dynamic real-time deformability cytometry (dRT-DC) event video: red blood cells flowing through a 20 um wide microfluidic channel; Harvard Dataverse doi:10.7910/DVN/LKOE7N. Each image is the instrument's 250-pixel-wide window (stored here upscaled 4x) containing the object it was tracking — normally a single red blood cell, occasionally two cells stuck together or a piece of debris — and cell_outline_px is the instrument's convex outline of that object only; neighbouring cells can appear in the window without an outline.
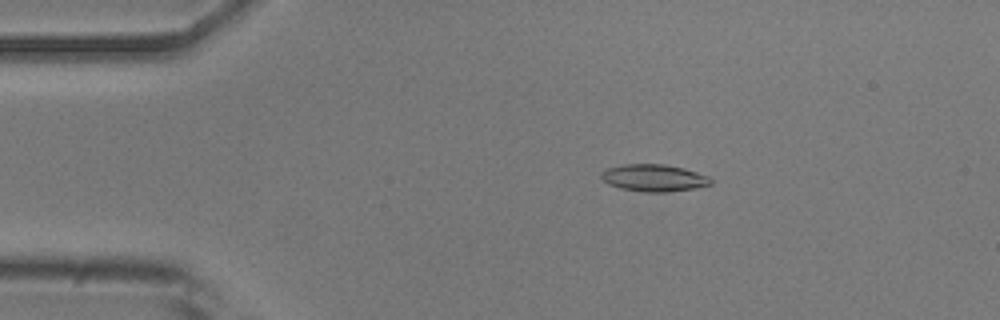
{"species": "common noctule bat (a hibernating species)", "species_latin": "Nyctalus noctula", "temperature_condition": "room temperature", "stored_images_in_passage": 46, "camera_frame_rate_fps": 3000, "um_per_image_px": 0.085, "animal": {"sex": "male", "body_mass_g": 20.5, "forearm_length_mm": 52.5}, "frame": {"image": 1, "passage_image": 3, "time_ms": 0.667, "image_size_px": [1000, 320], "cell_outline_px": [[712, 184], [696, 188], [668, 192], [644, 192], [620, 188], [608, 184], [600, 176], [608, 168], [624, 164], [664, 164], [684, 168], [708, 176], [712, 180]], "centroid_in_image_um": [55.61, 15.13], "position_along_channel_um": 29.4, "area_um2": 17.22}}
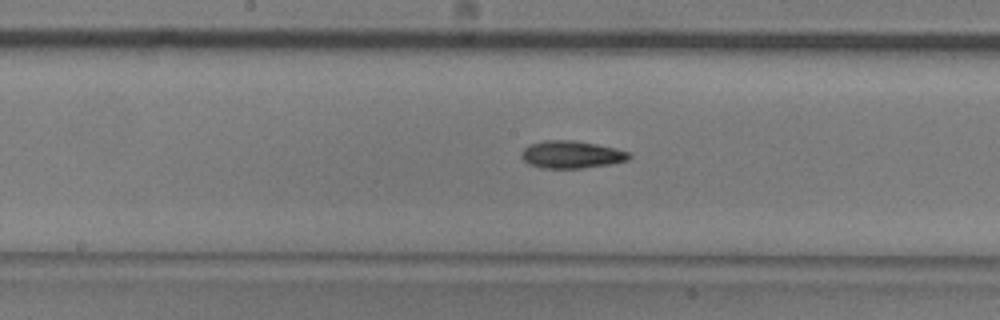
{"frame": {"image": 2, "passage_image": 20, "time_ms": 6.333, "image_size_px": [1000, 320], "cell_outline_px": [[632, 156], [628, 160], [612, 164], [584, 168], [540, 168], [528, 164], [520, 156], [520, 152], [528, 144], [544, 140], [572, 140], [596, 144], [616, 148], [628, 152]], "centroid_in_image_um": [48.55, 13.14], "position_along_channel_um": 199.7, "area_um2": 17.46}}
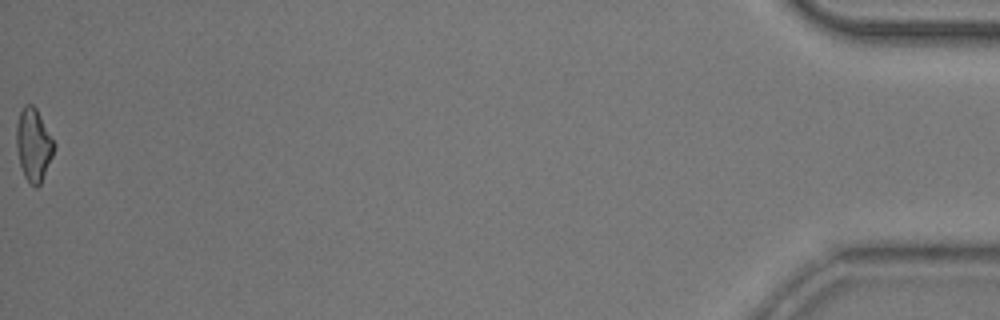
{"frame": {"image": 3, "passage_image": 46, "time_ms": 15.0, "image_size_px": [1000, 320], "cell_outline_px": [[56, 144], [52, 156], [40, 184], [36, 188], [24, 176], [20, 164], [16, 148], [16, 124], [20, 112], [24, 104], [32, 104], [36, 108]], "centroid_in_image_um": [2.84, 12.28], "position_along_channel_um": 432.4, "area_um2": 15.84}, "authors_computed_cell_mechanics": {"area_um2": 16.3863, "velocity_mm_per_s": 3.8702, "shape_relaxation_time_tau1_ms": 5.4215, "shape_relaxation_time_tau2_ms": null, "deformation_change_tau1": 0.148, "deformation_change_tau2": null}}